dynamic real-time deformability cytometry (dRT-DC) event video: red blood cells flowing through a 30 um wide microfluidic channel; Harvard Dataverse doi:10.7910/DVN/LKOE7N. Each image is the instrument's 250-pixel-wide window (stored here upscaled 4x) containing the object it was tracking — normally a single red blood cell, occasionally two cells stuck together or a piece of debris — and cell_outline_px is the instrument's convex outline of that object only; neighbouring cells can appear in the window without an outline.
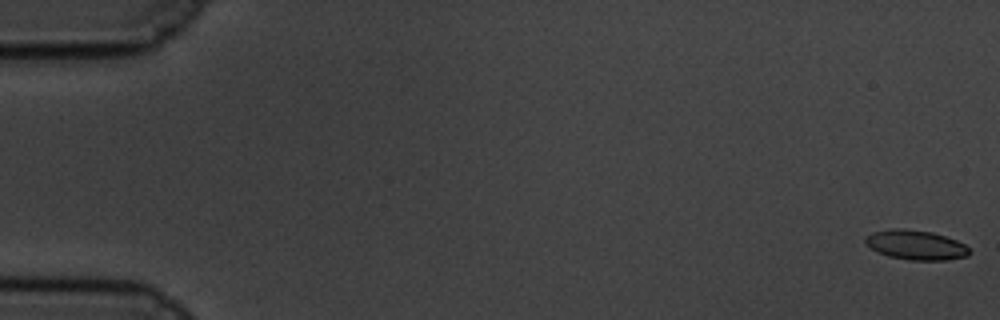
{"species": "common noctule bat (a hibernating species)", "species_latin": "Nyctalus noctula", "temperature_condition": "cold", "stored_images_in_passage": 17, "camera_frame_rate_fps": 3000, "um_per_image_px": 0.085, "animal": {"sex": "male", "body_mass_g": 19.5, "forearm_length_mm": 54.6}, "frame": {"image": 1, "passage_image": 1, "time_ms": 0.0, "image_size_px": [1000, 320], "cell_outline_px": [[972, 252], [968, 256], [948, 260], [912, 260], [888, 256], [876, 252], [864, 240], [864, 236], [872, 232], [892, 228], [904, 228], [932, 232], [956, 240], [964, 244]], "centroid_in_image_um": [77.84, 20.82], "position_along_channel_um": 7.2, "area_um2": 18.03}}
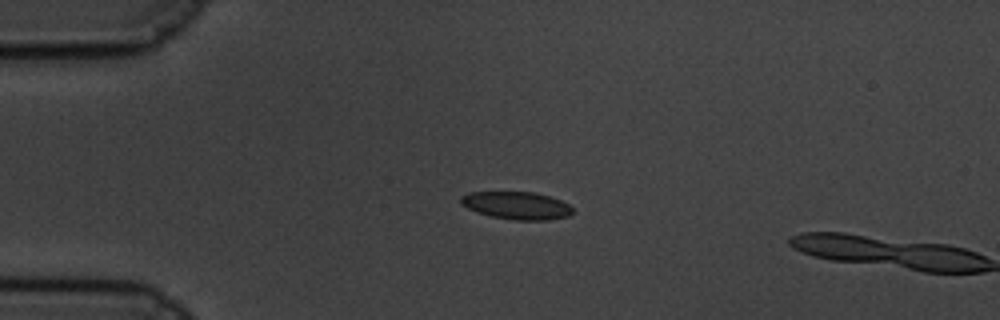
{"frame": {"image": 2, "passage_image": 15, "time_ms": 4.667, "image_size_px": [1000, 320], "cell_outline_px": [[572, 212], [568, 216], [548, 220], [516, 220], [492, 216], [476, 212], [460, 204], [460, 196], [468, 192], [536, 192], [560, 200], [568, 204], [572, 208]], "centroid_in_image_um": [43.88, 17.46], "position_along_channel_um": 41.1, "area_um2": 17.98}}